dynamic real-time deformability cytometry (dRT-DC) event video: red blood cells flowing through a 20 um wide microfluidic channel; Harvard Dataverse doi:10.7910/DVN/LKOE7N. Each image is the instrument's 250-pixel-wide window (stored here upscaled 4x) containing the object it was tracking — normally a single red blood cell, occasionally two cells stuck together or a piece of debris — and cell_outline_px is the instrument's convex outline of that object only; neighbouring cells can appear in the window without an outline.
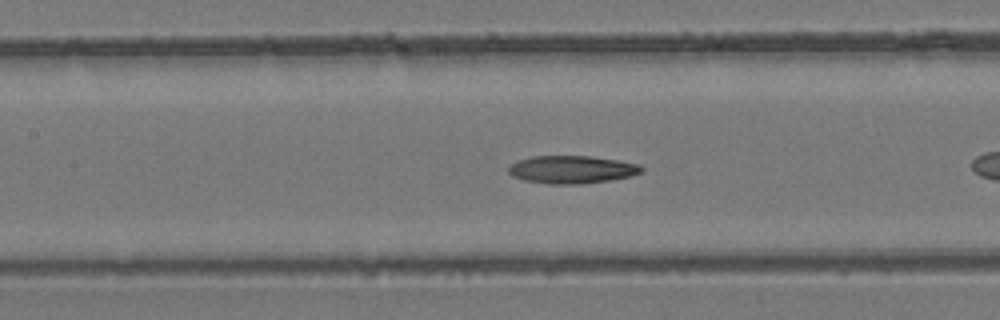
{"species": "common noctule bat (a hibernating species)", "species_latin": "Nyctalus noctula", "temperature_condition": "room temperature", "stored_images_in_passage": 22, "camera_frame_rate_fps": 3000, "um_per_image_px": 0.085, "animal": {"sex": "female", "body_mass_g": 24.6, "forearm_length_mm": 56.2}, "frame": {"image": 1, "passage_image": 7, "time_ms": 2.0, "image_size_px": [1000, 320], "cell_outline_px": [[644, 168], [640, 172], [632, 176], [608, 180], [580, 184], [548, 184], [524, 180], [512, 176], [508, 172], [508, 168], [516, 160], [532, 156], [592, 156], [640, 164]], "centroid_in_image_um": [48.58, 14.41], "position_along_channel_um": 158.8, "area_um2": 21.56}}
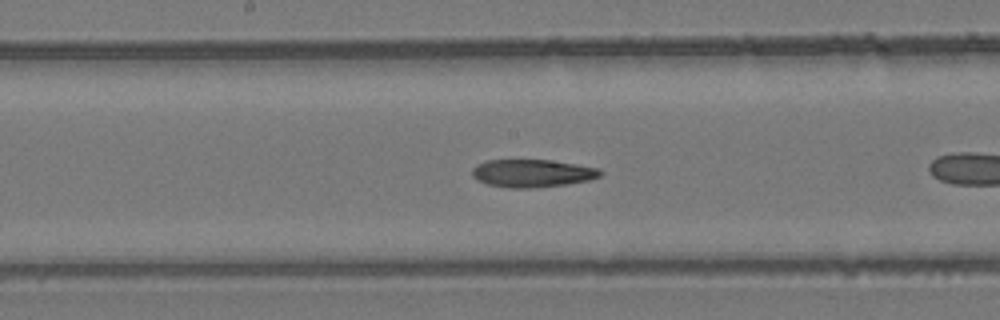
{"frame": {"image": 2, "passage_image": 10, "time_ms": 3.0, "image_size_px": [1000, 320], "cell_outline_px": [[604, 172], [600, 176], [588, 180], [564, 184], [532, 188], [508, 188], [488, 184], [476, 180], [472, 176], [472, 168], [476, 164], [484, 160], [552, 160], [600, 168]], "centroid_in_image_um": [45.21, 14.72], "position_along_channel_um": 203.0, "area_um2": 20.87}}
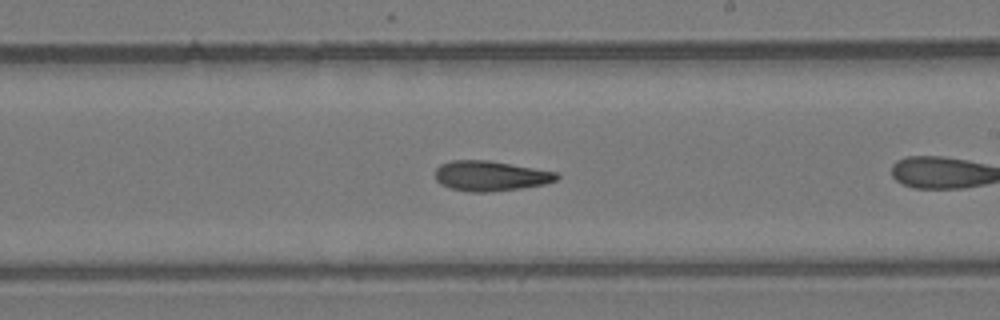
{"frame": {"image": 3, "passage_image": 13, "time_ms": 4.0, "image_size_px": [1000, 320], "cell_outline_px": [[560, 176], [556, 180], [544, 184], [520, 188], [488, 192], [468, 192], [448, 188], [440, 184], [436, 180], [436, 168], [440, 164], [452, 160], [488, 160], [556, 172]], "centroid_in_image_um": [41.64, 14.95], "position_along_channel_um": 247.4, "area_um2": 21.27}}